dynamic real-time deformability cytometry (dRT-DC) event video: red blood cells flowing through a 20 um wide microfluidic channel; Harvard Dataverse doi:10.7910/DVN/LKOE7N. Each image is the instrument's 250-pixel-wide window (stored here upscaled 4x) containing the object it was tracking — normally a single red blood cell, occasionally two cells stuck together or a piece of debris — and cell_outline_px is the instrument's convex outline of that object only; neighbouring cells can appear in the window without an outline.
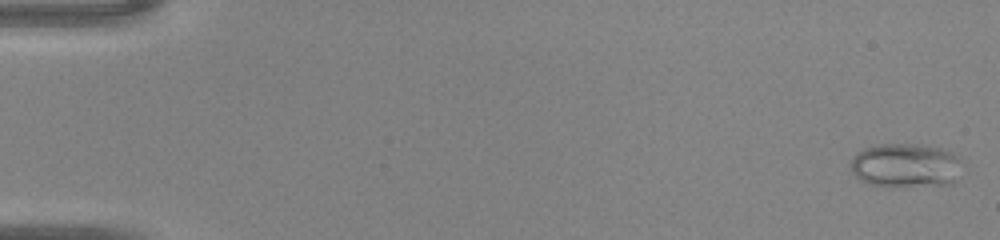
{"species": "common noctule bat (a hibernating species)", "species_latin": "Nyctalus noctula", "temperature_condition": "warm", "stored_images_in_passage": 46, "camera_frame_rate_fps": 3000, "um_per_image_px": 0.085, "animal": {"sex": "male", "body_mass_g": 20.0, "forearm_length_mm": 53.3}, "frame": {"image": 1, "passage_image": 1, "time_ms": 0.0, "image_size_px": [1000, 240], "cell_outline_px": [[960, 160], [956, 180], [952, 184], [868, 184], [860, 180], [852, 172], [852, 156], [856, 152], [864, 148], [880, 144], [916, 144], [940, 148], [952, 152]], "centroid_in_image_um": [76.95, 14.01], "position_along_channel_um": 8.1, "area_um2": 27.74}}
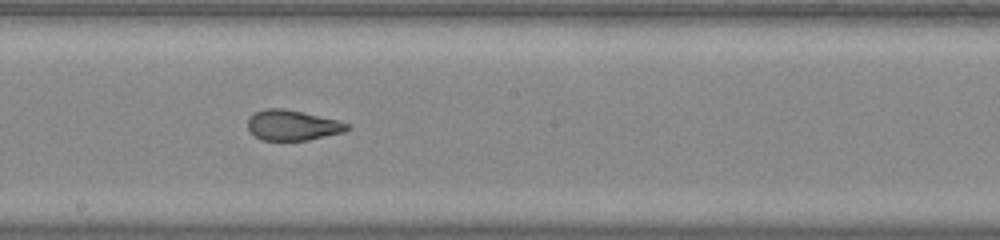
{"frame": {"image": 2, "passage_image": 26, "time_ms": 8.333, "image_size_px": [1000, 240], "cell_outline_px": [[352, 128], [344, 132], [308, 140], [264, 140], [256, 136], [248, 128], [248, 116], [264, 108], [284, 108], [336, 120], [352, 124]], "centroid_in_image_um": [24.89, 10.64], "position_along_channel_um": 223.3, "area_um2": 17.51}}
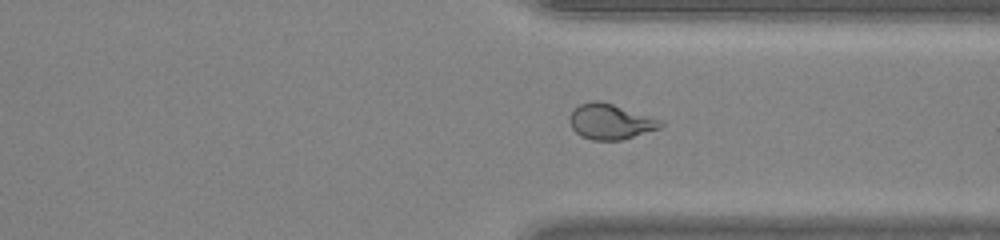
{"frame": {"image": 3, "passage_image": 35, "time_ms": 11.333, "image_size_px": [1000, 240], "cell_outline_px": [[664, 124], [660, 128], [620, 140], [592, 140], [580, 136], [572, 128], [568, 120], [568, 116], [580, 104], [592, 100], [600, 100], [664, 120]], "centroid_in_image_um": [51.88, 10.33], "position_along_channel_um": 359.5, "area_um2": 18.84}}